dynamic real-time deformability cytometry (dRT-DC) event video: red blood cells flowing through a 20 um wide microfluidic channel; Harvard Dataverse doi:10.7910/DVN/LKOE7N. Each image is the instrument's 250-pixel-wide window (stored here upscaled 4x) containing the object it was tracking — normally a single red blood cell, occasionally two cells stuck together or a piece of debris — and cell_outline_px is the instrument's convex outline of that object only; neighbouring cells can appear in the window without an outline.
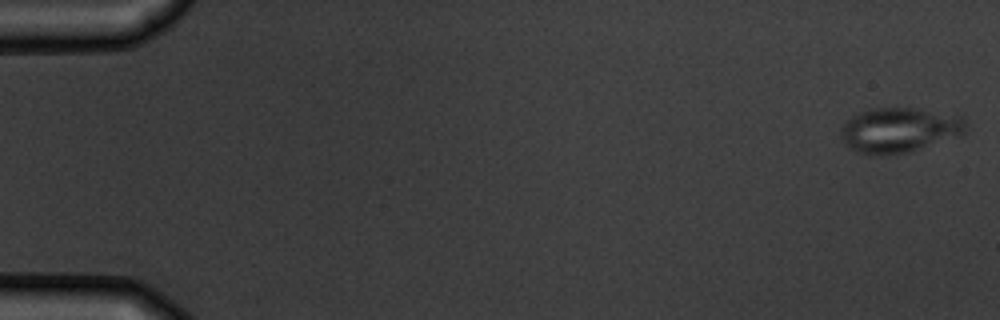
{"species": "common noctule bat (a hibernating species)", "species_latin": "Nyctalus noctula", "temperature_condition": "warm", "stored_images_in_passage": 6, "camera_frame_rate_fps": 3000, "um_per_image_px": 0.085, "animal": {"sex": "male", "body_mass_g": 19.5, "forearm_length_mm": 54.6}, "frame": {"image": 1, "passage_image": 1, "time_ms": 0.0, "image_size_px": [1000, 320], "cell_outline_px": [[964, 132], [960, 136], [912, 152], [880, 156], [868, 156], [852, 148], [840, 136], [840, 128], [852, 116], [868, 108], [912, 108], [964, 116]], "centroid_in_image_um": [76.44, 11.07], "position_along_channel_um": 8.6, "area_um2": 32.89}}